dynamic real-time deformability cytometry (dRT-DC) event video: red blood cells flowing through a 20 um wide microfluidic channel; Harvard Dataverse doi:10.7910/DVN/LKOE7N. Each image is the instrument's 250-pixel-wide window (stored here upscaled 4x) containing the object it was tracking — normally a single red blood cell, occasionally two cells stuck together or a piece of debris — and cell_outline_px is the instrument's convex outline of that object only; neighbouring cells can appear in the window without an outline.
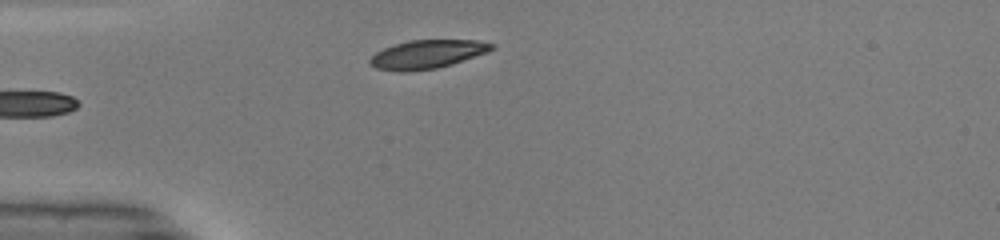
{"species": "common noctule bat (a hibernating species)", "species_latin": "Nyctalus noctula", "temperature_condition": "warm", "stored_images_in_passage": 33, "camera_frame_rate_fps": 3000, "um_per_image_px": 0.085, "animal": {"sex": "male", "body_mass_g": 19.0, "forearm_length_mm": 50.8}, "frame": {"image": 1, "passage_image": 2, "time_ms": 0.333, "image_size_px": [1000, 240], "cell_outline_px": [[496, 48], [488, 52], [452, 64], [436, 68], [408, 72], [400, 72], [376, 68], [368, 64], [368, 60], [376, 52], [384, 48], [408, 40], [476, 40], [496, 44]], "centroid_in_image_um": [36.32, 4.61], "position_along_channel_um": 48.7, "area_um2": 20.4}}
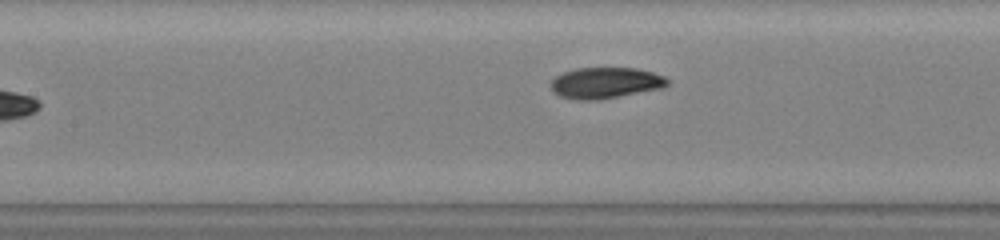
{"frame": {"image": 2, "passage_image": 11, "time_ms": 3.333, "image_size_px": [1000, 240], "cell_outline_px": [[668, 84], [664, 88], [600, 100], [580, 100], [560, 96], [552, 92], [552, 80], [556, 76], [564, 72], [576, 68], [636, 68], [652, 72], [664, 76], [668, 80]], "centroid_in_image_um": [51.48, 7.05], "position_along_channel_um": 155.9, "area_um2": 21.15}}
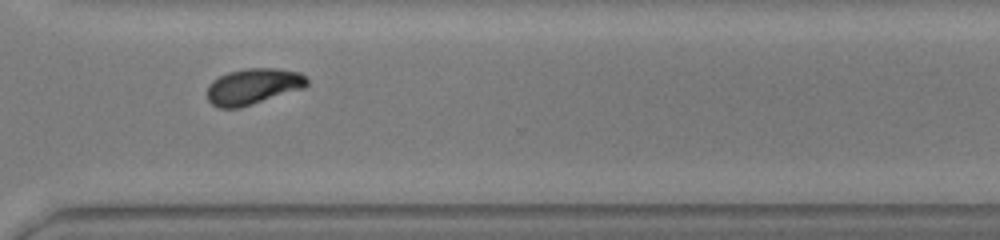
{"frame": {"image": 3, "passage_image": 25, "time_ms": 8.0, "image_size_px": [1000, 240], "cell_outline_px": [[308, 84], [304, 88], [240, 108], [220, 108], [212, 104], [208, 100], [208, 84], [212, 80], [228, 72], [248, 68], [276, 68], [300, 72], [308, 80]], "centroid_in_image_um": [21.52, 7.34], "position_along_channel_um": 349.1, "area_um2": 20.92}, "authors_computed_cell_mechanics": {"area_um2": 20.9236, "velocity_mm_per_s": 4.132, "shape_relaxation_time_tau1_ms": 4.541, "shape_relaxation_time_tau2_ms": 1.1792, "deformation_change_tau1": 0.1885, "deformation_change_tau2": 0.0416}}